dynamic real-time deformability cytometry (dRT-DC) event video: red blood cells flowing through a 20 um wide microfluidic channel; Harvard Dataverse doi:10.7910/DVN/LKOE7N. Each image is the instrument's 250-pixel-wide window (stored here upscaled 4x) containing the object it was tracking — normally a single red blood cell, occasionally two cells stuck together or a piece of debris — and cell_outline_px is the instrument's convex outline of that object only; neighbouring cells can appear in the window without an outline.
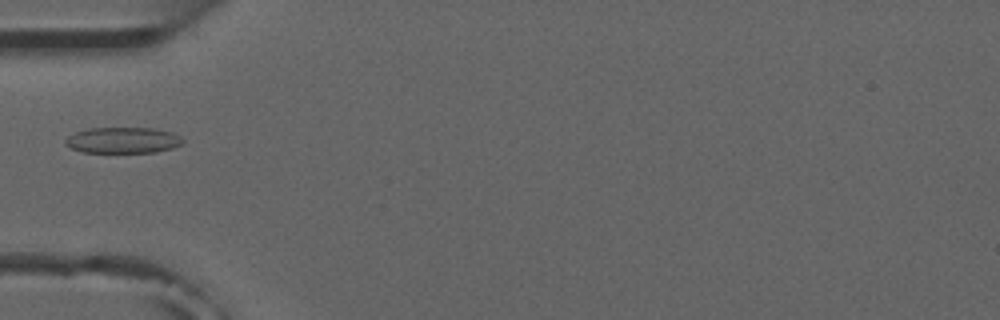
{"species": "common noctule bat (a hibernating species)", "species_latin": "Nyctalus noctula", "temperature_condition": "room temperature", "stored_images_in_passage": 5, "camera_frame_rate_fps": 3000, "um_per_image_px": 0.085, "animal": {"sex": "male", "forearm_length_mm": 52.5}, "frame": {"image": 1, "passage_image": 5, "time_ms": 4.667, "image_size_px": [1000, 320], "cell_outline_px": [[184, 144], [172, 148], [156, 152], [84, 152], [72, 148], [64, 144], [64, 140], [68, 136], [76, 132], [92, 128], [152, 128], [172, 132], [184, 140]], "centroid_in_image_um": [10.46, 11.92], "position_along_channel_um": 74.5, "area_um2": 17.69}}